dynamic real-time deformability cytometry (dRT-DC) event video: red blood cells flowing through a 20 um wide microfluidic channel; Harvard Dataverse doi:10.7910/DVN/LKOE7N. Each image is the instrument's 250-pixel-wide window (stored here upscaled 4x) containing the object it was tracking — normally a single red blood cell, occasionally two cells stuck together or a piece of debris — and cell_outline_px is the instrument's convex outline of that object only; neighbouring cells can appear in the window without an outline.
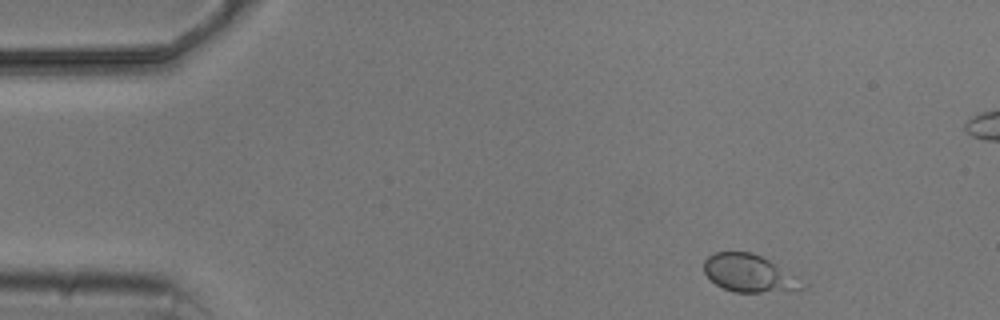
{"species": "common noctule bat (a hibernating species)", "species_latin": "Nyctalus noctula", "temperature_condition": "cold", "stored_images_in_passage": 5, "camera_frame_rate_fps": 3000, "um_per_image_px": 0.085, "animal": {"sex": "male", "body_mass_g": 20.5, "forearm_length_mm": 52.5}, "frame": {"image": 1, "passage_image": 1, "time_ms": 0.0, "image_size_px": [1000, 320], "cell_outline_px": [[800, 288], [792, 292], [732, 292], [716, 284], [704, 272], [704, 260], [708, 256], [716, 252], [752, 252], [768, 260]], "centroid_in_image_um": [63.45, 23.23], "position_along_channel_um": 21.5, "area_um2": 20.11}}
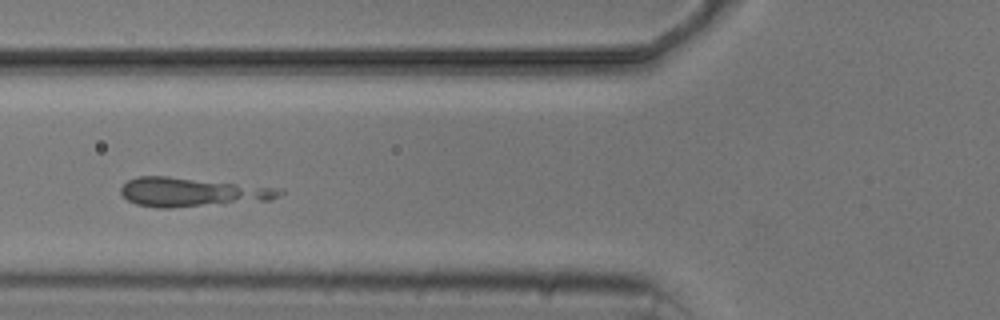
{"frame": {"image": 2, "passage_image": 5, "time_ms": 4.667, "image_size_px": [1000, 320], "cell_outline_px": [[284, 192], [272, 200], [224, 204], [172, 208], [156, 208], [136, 204], [128, 200], [120, 192], [120, 188], [128, 180], [136, 176], [168, 176], [284, 188]], "centroid_in_image_um": [16.35, 16.33], "position_along_channel_um": 109.5, "area_um2": 27.11}}